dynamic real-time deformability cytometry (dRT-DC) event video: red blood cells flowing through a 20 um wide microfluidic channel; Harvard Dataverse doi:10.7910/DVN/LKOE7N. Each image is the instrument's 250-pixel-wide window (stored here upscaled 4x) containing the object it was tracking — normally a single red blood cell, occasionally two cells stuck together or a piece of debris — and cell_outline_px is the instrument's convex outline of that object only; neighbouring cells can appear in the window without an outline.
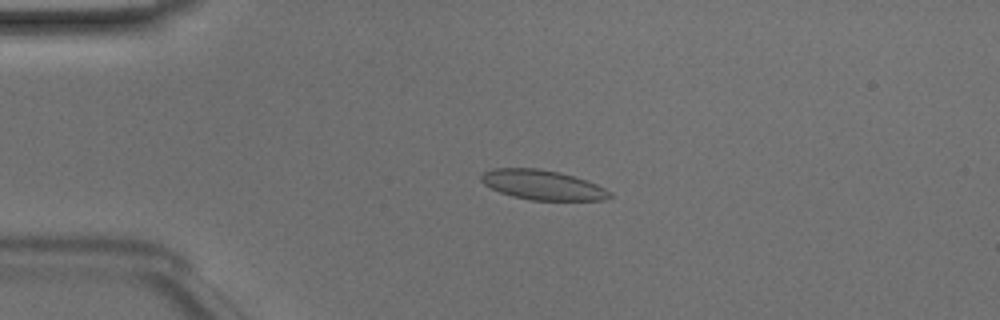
{"species": "Egyptian fruit bat (a non-hibernating species)", "species_latin": "Rousettus aegyptiacus", "temperature_condition": "room temperature", "stored_images_in_passage": 49, "camera_frame_rate_fps": 3000, "um_per_image_px": 0.085, "animal": {"sex": "male"}, "frame": {"image": 1, "passage_image": 11, "time_ms": 3.333, "image_size_px": [1000, 320], "cell_outline_px": [[612, 196], [604, 200], [532, 200], [512, 196], [500, 192], [484, 184], [480, 180], [480, 176], [484, 172], [492, 168], [540, 168], [560, 172], [596, 184], [612, 192]], "centroid_in_image_um": [46.1, 15.71], "position_along_channel_um": 38.9, "area_um2": 22.2}}
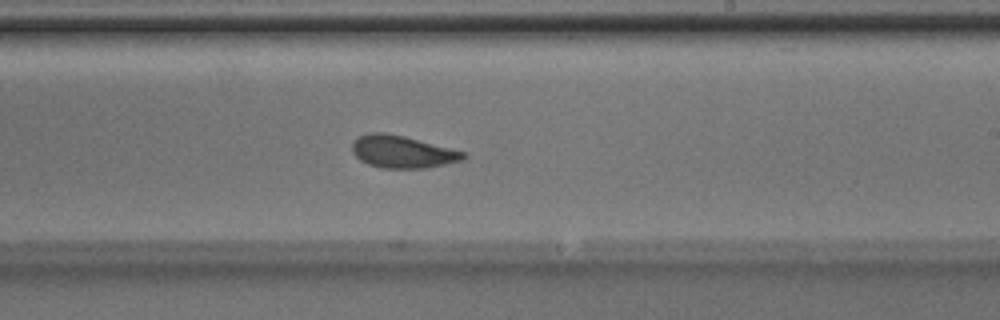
{"frame": {"image": 2, "passage_image": 29, "time_ms": 9.333, "image_size_px": [1000, 320], "cell_outline_px": [[468, 156], [464, 160], [428, 168], [380, 168], [368, 164], [360, 160], [352, 152], [352, 144], [360, 136], [368, 132], [384, 132], [404, 136], [464, 152]], "centroid_in_image_um": [34.2, 12.91], "position_along_channel_um": 254.8, "area_um2": 20.92}}
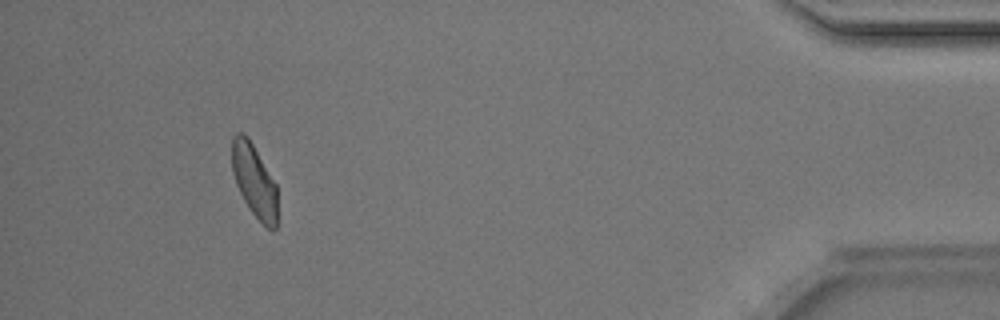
{"frame": {"image": 3, "passage_image": 45, "time_ms": 14.667, "image_size_px": [1000, 320], "cell_outline_px": [[276, 228], [272, 232], [264, 228], [252, 212], [244, 200], [236, 184], [232, 172], [232, 136], [236, 132], [244, 132], [248, 136], [276, 184]], "centroid_in_image_um": [21.6, 15.37], "position_along_channel_um": 413.6, "area_um2": 19.42}, "authors_computed_cell_mechanics": {"area_um2": 21.2126, "velocity_mm_per_s": 4.1532, "shape_relaxation_time_tau1_ms": 3.6131, "shape_relaxation_time_tau2_ms": 1.4303, "deformation_change_tau1": 0.1054, "deformation_change_tau2": 0.0629}}